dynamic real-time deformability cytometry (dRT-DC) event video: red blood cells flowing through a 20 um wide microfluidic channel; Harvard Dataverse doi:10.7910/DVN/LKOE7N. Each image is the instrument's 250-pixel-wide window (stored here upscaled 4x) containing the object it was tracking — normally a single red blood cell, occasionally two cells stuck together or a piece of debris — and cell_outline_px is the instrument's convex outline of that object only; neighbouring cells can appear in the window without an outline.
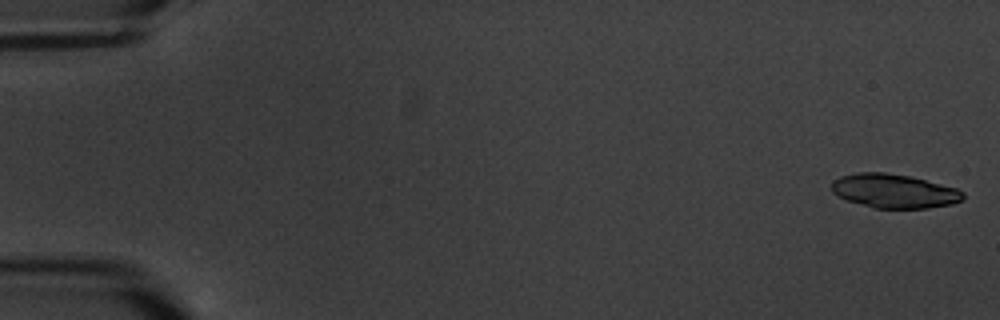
{"species": "common noctule bat (a hibernating species)", "species_latin": "Nyctalus noctula", "temperature_condition": "warm", "stored_images_in_passage": 7, "camera_frame_rate_fps": 3000, "um_per_image_px": 0.085, "animal": {"sex": "male", "body_mass_g": 20.1, "forearm_length_mm": 53.5}, "frame": {"image": 1, "passage_image": 1, "time_ms": 0.0, "image_size_px": [1000, 320], "cell_outline_px": [[964, 200], [952, 204], [928, 208], [872, 208], [848, 200], [832, 192], [832, 180], [840, 176], [856, 172], [884, 172], [912, 176], [956, 188], [964, 192]], "centroid_in_image_um": [76.01, 16.23], "position_along_channel_um": 9.0, "area_um2": 26.18}}